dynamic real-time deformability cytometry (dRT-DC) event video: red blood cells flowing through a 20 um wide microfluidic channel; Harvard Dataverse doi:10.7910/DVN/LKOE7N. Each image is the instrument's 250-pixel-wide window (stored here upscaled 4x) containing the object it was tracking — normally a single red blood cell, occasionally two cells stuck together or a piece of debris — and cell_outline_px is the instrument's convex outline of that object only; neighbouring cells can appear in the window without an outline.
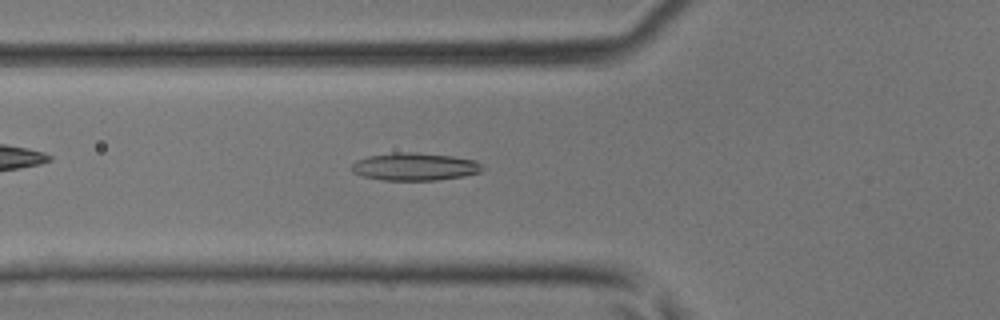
{"species": "common noctule bat (a hibernating species)", "species_latin": "Nyctalus noctula", "temperature_condition": "room temperature", "stored_images_in_passage": 41, "camera_frame_rate_fps": 3000, "um_per_image_px": 0.085, "animal": {"sex": "male", "body_mass_g": 17.9, "forearm_length_mm": 54.2}, "frame": {"image": 1, "passage_image": 13, "time_ms": 4.0, "image_size_px": [1000, 320], "cell_outline_px": [[484, 168], [480, 172], [464, 176], [436, 180], [384, 180], [364, 176], [352, 172], [352, 164], [356, 160], [368, 156], [392, 152], [416, 152], [452, 156], [476, 160]], "centroid_in_image_um": [35.26, 14.16], "position_along_channel_um": 90.5, "area_um2": 21.1}}
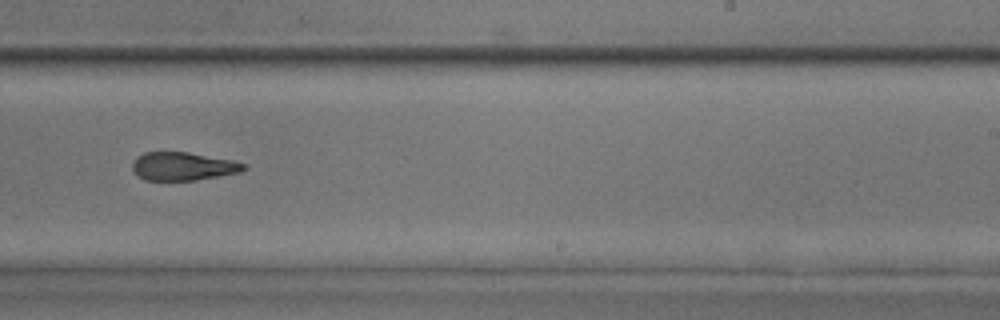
{"frame": {"image": 2, "passage_image": 25, "time_ms": 8.0, "image_size_px": [1000, 320], "cell_outline_px": [[248, 168], [240, 172], [196, 180], [144, 180], [136, 176], [132, 168], [132, 164], [136, 156], [144, 152], [188, 152], [232, 160], [244, 164]], "centroid_in_image_um": [15.51, 14.13], "position_along_channel_um": 273.5, "area_um2": 18.38}}
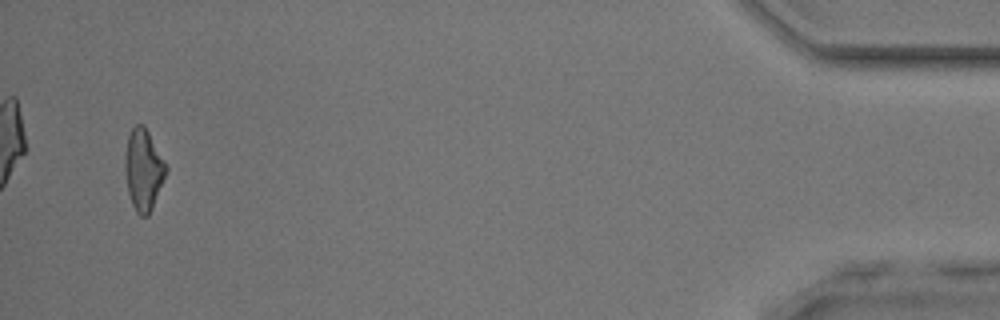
{"frame": {"image": 3, "passage_image": 40, "time_ms": 13.0, "image_size_px": [1000, 320], "cell_outline_px": [[168, 168], [152, 208], [148, 216], [140, 216], [136, 212], [132, 204], [128, 192], [124, 164], [124, 156], [128, 136], [132, 128], [136, 124], [144, 124], [168, 164]], "centroid_in_image_um": [12.2, 14.39], "position_along_channel_um": 423.0, "area_um2": 19.59}}